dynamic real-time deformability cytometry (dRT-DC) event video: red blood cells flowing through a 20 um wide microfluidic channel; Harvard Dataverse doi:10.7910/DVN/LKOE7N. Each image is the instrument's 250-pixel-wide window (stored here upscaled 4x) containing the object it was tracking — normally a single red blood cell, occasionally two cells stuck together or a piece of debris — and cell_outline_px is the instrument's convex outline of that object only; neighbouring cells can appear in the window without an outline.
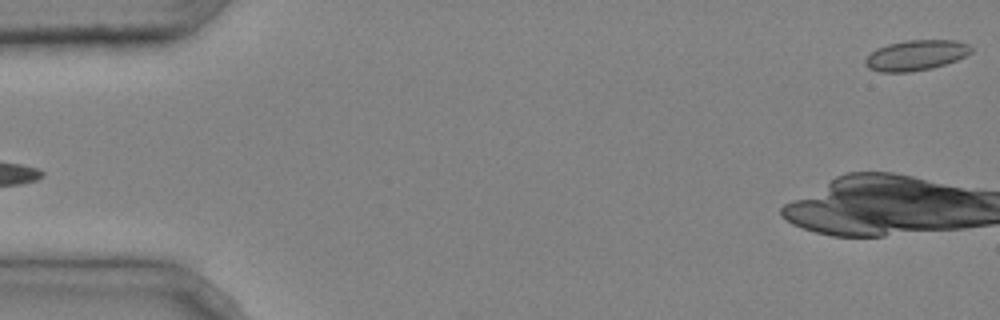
{"species": "common noctule bat (a hibernating species)", "species_latin": "Nyctalus noctula", "temperature_condition": "cold", "stored_images_in_passage": 3, "segment_of_instrument_passage": [2, 2], "camera_frame_rate_fps": 3000, "um_per_image_px": 0.085, "animal": {"sex": "male", "body_mass_g": 20.4}, "frame": {"image": 1, "passage_image": 3, "time_ms": 0.667, "image_size_px": [1000, 320], "cell_outline_px": [[972, 52], [956, 60], [932, 68], [908, 72], [880, 72], [868, 68], [864, 64], [864, 60], [876, 48], [888, 44], [904, 40], [956, 40], [968, 44], [972, 48]], "centroid_in_image_um": [77.83, 4.69], "position_along_channel_um": 7.2, "area_um2": 18.73}}